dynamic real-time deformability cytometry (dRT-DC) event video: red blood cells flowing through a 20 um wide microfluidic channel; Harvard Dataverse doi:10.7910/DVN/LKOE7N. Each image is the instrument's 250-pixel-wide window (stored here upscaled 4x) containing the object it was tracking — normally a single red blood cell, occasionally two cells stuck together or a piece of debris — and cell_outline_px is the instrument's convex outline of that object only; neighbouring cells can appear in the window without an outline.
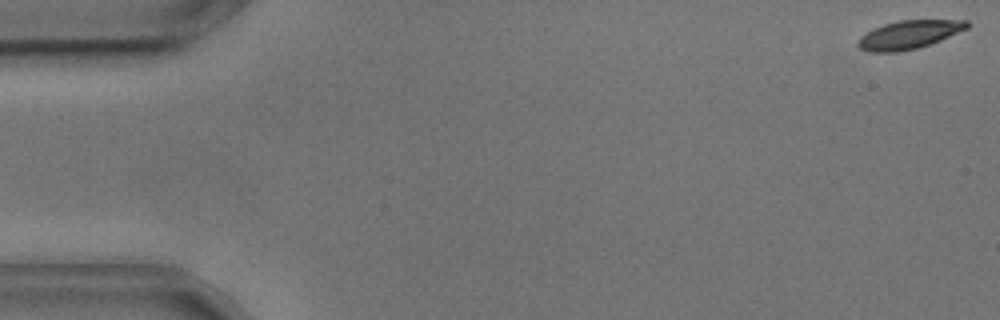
{"species": "common noctule bat (a hibernating species)", "species_latin": "Nyctalus noctula", "temperature_condition": "cold", "stored_images_in_passage": 50, "camera_frame_rate_fps": 3000, "um_per_image_px": 0.085, "animal": {"sex": "male", "body_mass_g": 17.9, "forearm_length_mm": 54.2}, "frame": {"image": 1, "passage_image": 1, "time_ms": 0.0, "image_size_px": [1000, 320], "cell_outline_px": [[972, 24], [968, 28], [940, 40], [916, 48], [896, 52], [868, 52], [860, 48], [856, 44], [860, 36], [884, 24], [900, 20], [968, 20]], "centroid_in_image_um": [77.28, 2.94], "position_along_channel_um": 7.7, "area_um2": 17.86}}
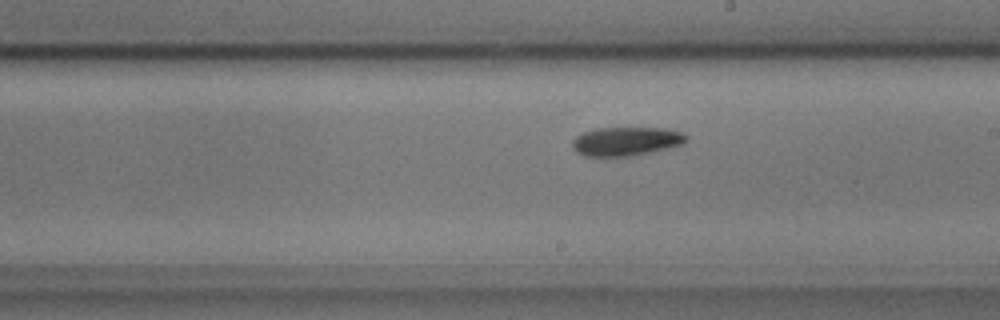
{"frame": {"image": 2, "passage_image": 31, "time_ms": 10.0, "image_size_px": [1000, 320], "cell_outline_px": [[688, 140], [684, 144], [668, 148], [628, 156], [584, 156], [576, 152], [572, 148], [572, 140], [576, 136], [584, 132], [596, 128], [668, 128], [684, 132], [688, 136]], "centroid_in_image_um": [53.24, 12.0], "position_along_channel_um": 235.8, "area_um2": 19.25}}
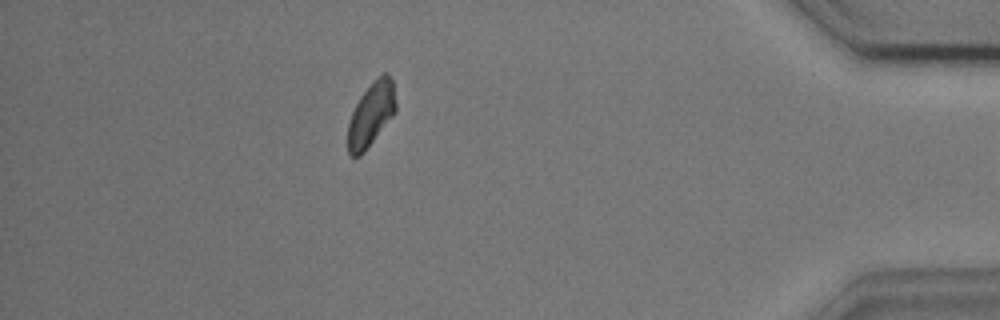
{"frame": {"image": 3, "passage_image": 49, "time_ms": 16.0, "image_size_px": [1000, 320], "cell_outline_px": [[396, 112], [364, 152], [360, 156], [352, 156], [348, 152], [348, 124], [352, 112], [360, 96], [372, 80], [384, 72], [388, 72], [392, 80], [396, 104]], "centroid_in_image_um": [31.55, 9.69], "position_along_channel_um": 403.6, "area_um2": 17.86}}